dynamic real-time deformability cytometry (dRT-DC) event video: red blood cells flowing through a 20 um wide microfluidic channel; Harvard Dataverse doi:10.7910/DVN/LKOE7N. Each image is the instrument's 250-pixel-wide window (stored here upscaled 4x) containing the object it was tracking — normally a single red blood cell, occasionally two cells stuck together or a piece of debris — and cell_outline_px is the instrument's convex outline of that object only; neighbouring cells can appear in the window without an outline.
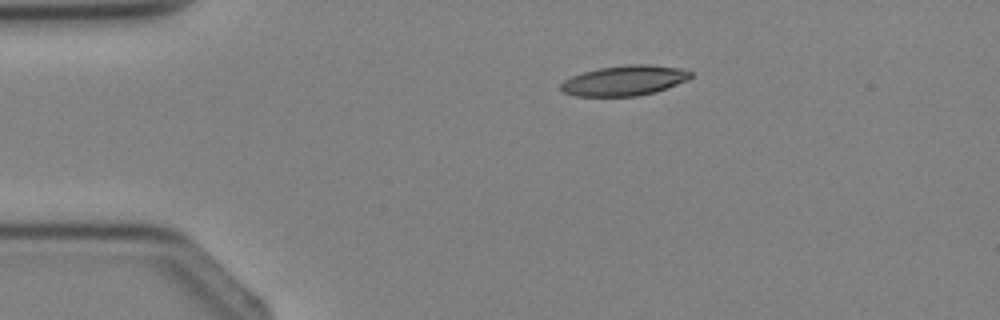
{"species": "Egyptian fruit bat (a non-hibernating species)", "species_latin": "Rousettus aegyptiacus", "temperature_condition": "cold", "stored_images_in_passage": 2, "camera_frame_rate_fps": 3000, "um_per_image_px": 0.085, "animal": {"sex": "female"}, "frame": {"image": 1, "passage_image": 1, "time_ms": 0.0, "image_size_px": [1000, 320], "cell_outline_px": [[692, 76], [688, 80], [656, 92], [636, 96], [576, 96], [564, 92], [560, 88], [560, 84], [564, 80], [572, 76], [584, 72], [600, 68], [628, 64], [648, 64], [680, 68], [692, 72]], "centroid_in_image_um": [53.09, 6.84], "position_along_channel_um": 31.9, "area_um2": 22.77}}